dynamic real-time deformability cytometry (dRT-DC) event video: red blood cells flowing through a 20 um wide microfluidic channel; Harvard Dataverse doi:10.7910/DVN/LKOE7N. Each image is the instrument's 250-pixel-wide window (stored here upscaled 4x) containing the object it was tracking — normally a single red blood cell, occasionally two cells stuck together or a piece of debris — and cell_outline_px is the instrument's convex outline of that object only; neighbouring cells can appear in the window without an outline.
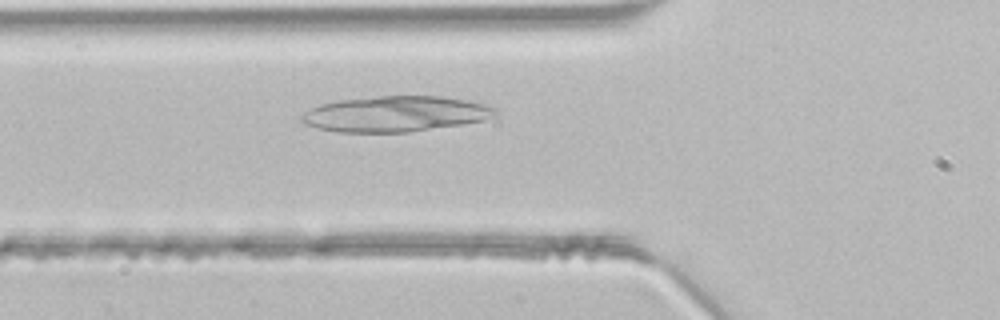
{"species": "common noctule bat (a hibernating species)", "species_latin": "Nyctalus noctula", "temperature_condition": "room temperature", "stored_images_in_passage": 43, "camera_frame_rate_fps": 3000, "um_per_image_px": 0.085, "animal": {"sex": "male", "body_mass_g": 21.5, "forearm_length_mm": 52.0}, "frame": {"image": 1, "passage_image": 13, "time_ms": 4.0, "image_size_px": [1000, 320], "cell_outline_px": [[496, 116], [484, 120], [464, 124], [408, 132], [340, 132], [320, 128], [308, 124], [300, 120], [300, 116], [304, 112], [320, 104], [336, 100], [380, 96], [444, 96], [484, 104], [496, 108]], "centroid_in_image_um": [33.63, 9.68], "position_along_channel_um": 92.2, "area_um2": 40.06}}
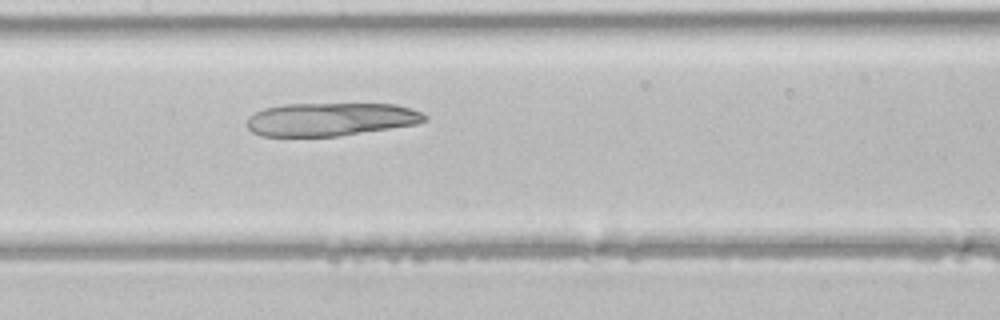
{"frame": {"image": 2, "passage_image": 19, "time_ms": 6.0, "image_size_px": [1000, 320], "cell_outline_px": [[428, 120], [416, 124], [336, 136], [260, 136], [252, 132], [244, 124], [248, 116], [264, 108], [284, 104], [396, 104], [420, 112], [428, 116]], "centroid_in_image_um": [28.05, 10.14], "position_along_channel_um": 179.4, "area_um2": 34.33}}
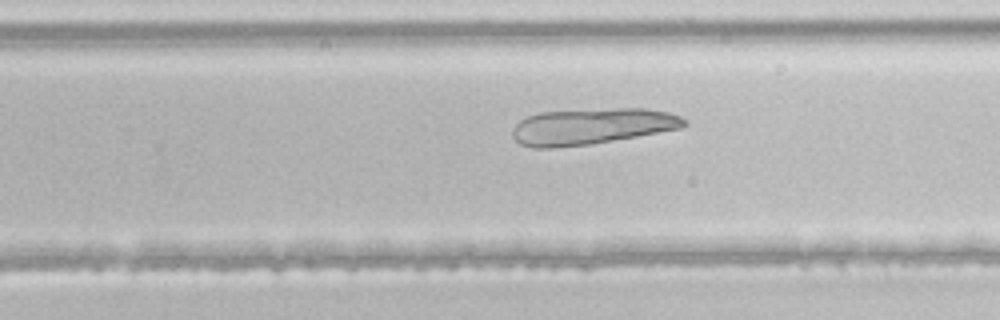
{"frame": {"image": 3, "passage_image": 26, "time_ms": 8.333, "image_size_px": [1000, 320], "cell_outline_px": [[688, 124], [680, 128], [592, 144], [552, 148], [536, 148], [520, 144], [512, 136], [512, 128], [520, 120], [528, 116], [540, 112], [616, 108], [644, 108], [668, 112], [680, 116]], "centroid_in_image_um": [50.27, 10.74], "position_along_channel_um": 279.5, "area_um2": 36.01}}